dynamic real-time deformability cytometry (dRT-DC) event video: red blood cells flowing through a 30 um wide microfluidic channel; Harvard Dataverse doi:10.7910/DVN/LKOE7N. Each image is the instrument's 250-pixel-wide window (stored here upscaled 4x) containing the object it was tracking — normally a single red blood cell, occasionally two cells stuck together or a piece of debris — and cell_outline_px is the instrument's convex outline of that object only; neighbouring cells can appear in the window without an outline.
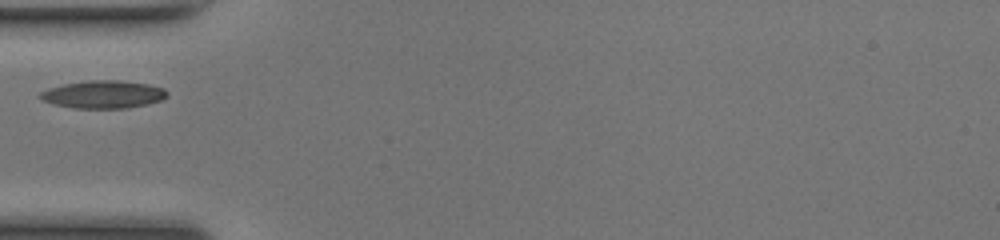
{"species": "common noctule bat (a hibernating species)", "species_latin": "Nyctalus noctula", "temperature_condition": "room temperature", "stored_images_in_passage": 26, "camera_frame_rate_fps": 3000, "um_per_image_px": 0.085, "animal": {"sex": "female", "body_mass_g": 17.0, "forearm_length_mm": 48.0}, "frame": {"image": 1, "passage_image": 1, "time_ms": 0.0, "image_size_px": [1000, 240], "cell_outline_px": [[168, 96], [160, 100], [148, 104], [128, 108], [72, 108], [56, 104], [44, 100], [40, 96], [40, 92], [48, 88], [64, 84], [88, 80], [120, 80], [148, 84], [164, 88], [168, 92]], "centroid_in_image_um": [8.82, 8.02], "position_along_channel_um": 76.2, "area_um2": 20.46}}
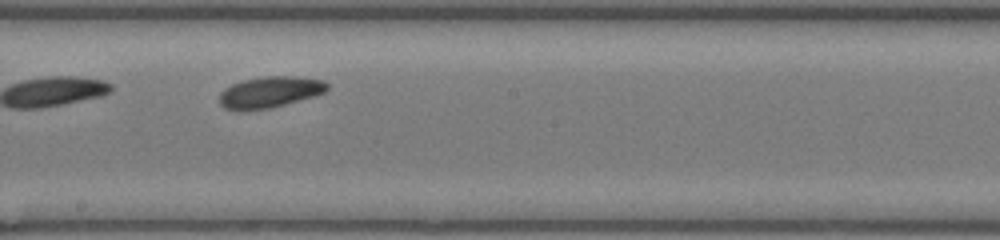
{"frame": {"image": 2, "passage_image": 12, "time_ms": 3.667, "image_size_px": [1000, 240], "cell_outline_px": [[328, 88], [324, 92], [312, 96], [284, 104], [268, 108], [224, 108], [220, 104], [220, 92], [224, 88], [232, 84], [244, 80], [264, 76], [296, 76], [324, 80], [328, 84]], "centroid_in_image_um": [22.96, 7.78], "position_along_channel_um": 225.2, "area_um2": 18.96}}